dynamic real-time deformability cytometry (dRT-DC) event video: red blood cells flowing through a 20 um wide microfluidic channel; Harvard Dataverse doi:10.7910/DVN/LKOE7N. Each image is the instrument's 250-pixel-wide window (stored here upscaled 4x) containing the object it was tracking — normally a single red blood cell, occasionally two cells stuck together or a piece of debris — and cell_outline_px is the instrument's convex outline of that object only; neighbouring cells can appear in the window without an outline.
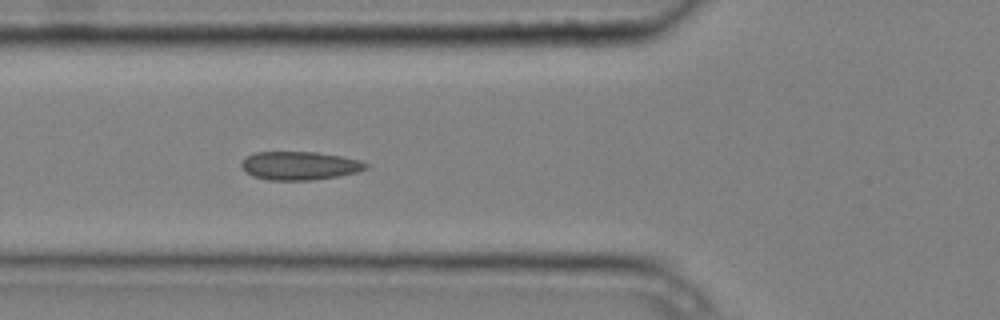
{"species": "common noctule bat (a hibernating species)", "species_latin": "Nyctalus noctula", "temperature_condition": "cold", "stored_images_in_passage": 12, "camera_frame_rate_fps": 3000, "um_per_image_px": 0.085, "animal": {"sex": "male", "body_mass_g": 20.4}, "frame": {"image": 1, "passage_image": 5, "time_ms": 1.333, "image_size_px": [1000, 320], "cell_outline_px": [[368, 168], [356, 172], [336, 176], [312, 180], [268, 180], [252, 176], [240, 164], [252, 152], [316, 152], [340, 156], [360, 160], [368, 164]], "centroid_in_image_um": [25.47, 14.08], "position_along_channel_um": 100.3, "area_um2": 20.4}}
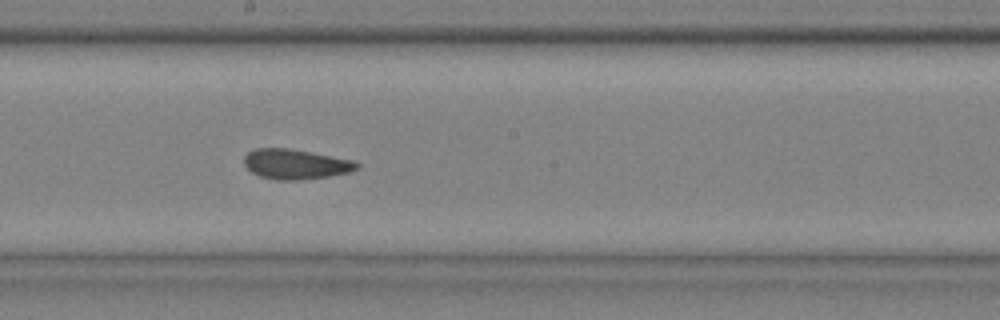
{"frame": {"image": 2, "passage_image": 8, "time_ms": 2.333, "image_size_px": [1000, 320], "cell_outline_px": [[360, 168], [348, 172], [328, 176], [296, 180], [276, 180], [260, 176], [252, 172], [244, 164], [244, 156], [248, 152], [256, 148], [288, 148], [356, 160], [360, 164]], "centroid_in_image_um": [25.15, 13.94], "position_along_channel_um": 223.1, "area_um2": 19.71}}
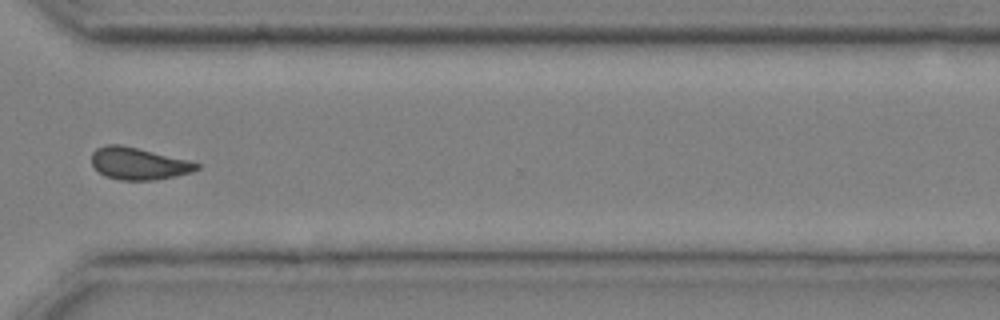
{"frame": {"image": 3, "passage_image": 11, "time_ms": 3.333, "image_size_px": [1000, 320], "cell_outline_px": [[200, 168], [192, 172], [156, 180], [120, 180], [104, 176], [92, 164], [92, 152], [96, 148], [104, 144], [120, 144], [188, 160], [200, 164]], "centroid_in_image_um": [11.76, 13.9], "position_along_channel_um": 358.8, "area_um2": 19.59}}